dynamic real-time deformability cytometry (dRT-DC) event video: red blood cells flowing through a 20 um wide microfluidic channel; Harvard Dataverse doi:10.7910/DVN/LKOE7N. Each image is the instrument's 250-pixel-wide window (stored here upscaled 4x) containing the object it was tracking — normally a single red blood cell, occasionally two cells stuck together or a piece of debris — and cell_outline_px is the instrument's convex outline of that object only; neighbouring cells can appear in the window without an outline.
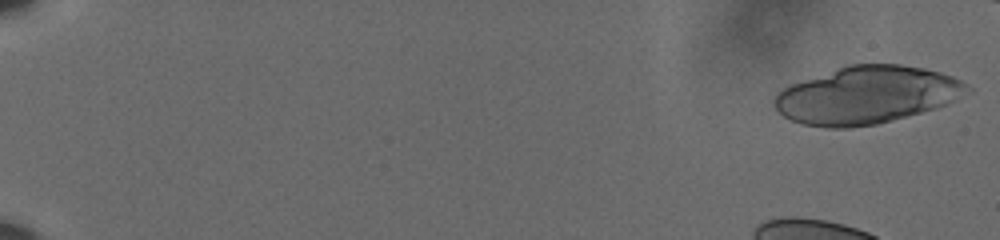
{"species": "human", "species_latin": "Homo sapiens", "temperature_condition": "cold", "stored_images_in_passage": 19, "camera_frame_rate_fps": 3000, "um_per_image_px": 0.085, "donor": {"sex": "male"}, "frame": {"image": 1, "passage_image": 1, "time_ms": 0.0, "image_size_px": [1000, 240], "cell_outline_px": [[972, 92], [936, 108], [876, 124], [848, 128], [824, 128], [800, 124], [784, 116], [776, 108], [772, 100], [784, 88], [792, 84], [848, 64], [900, 64], [924, 68], [940, 72], [952, 76], [960, 80], [972, 88]], "centroid_in_image_um": [73.7, 8.08], "position_along_channel_um": 11.3, "area_um2": 64.33}}